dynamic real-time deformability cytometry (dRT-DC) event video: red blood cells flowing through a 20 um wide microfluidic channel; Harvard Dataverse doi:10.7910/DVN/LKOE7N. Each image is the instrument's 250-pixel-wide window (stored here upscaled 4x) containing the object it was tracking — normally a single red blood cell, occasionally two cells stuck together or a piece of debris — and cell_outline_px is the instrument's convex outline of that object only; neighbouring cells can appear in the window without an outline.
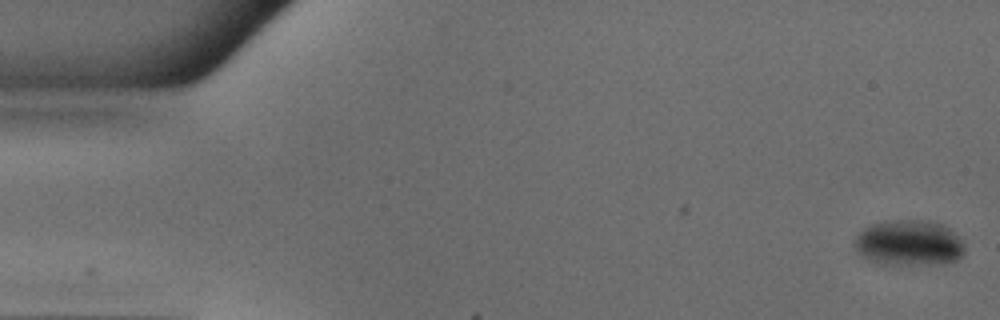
{"species": "common noctule bat (a hibernating species)", "species_latin": "Nyctalus noctula", "temperature_condition": "warm", "stored_images_in_passage": 50, "camera_frame_rate_fps": 3000, "um_per_image_px": 0.085, "animal": {"sex": "male", "body_mass_g": 18.8}, "frame": {"image": 1, "passage_image": 1, "time_ms": 0.0, "image_size_px": [1000, 320], "cell_outline_px": [[964, 252], [956, 260], [944, 264], [880, 264], [856, 252], [852, 244], [852, 240], [864, 228], [872, 224], [900, 220], [916, 220], [940, 224], [948, 228], [964, 244]], "centroid_in_image_um": [77.22, 20.67], "position_along_channel_um": 7.8, "area_um2": 28.96}}
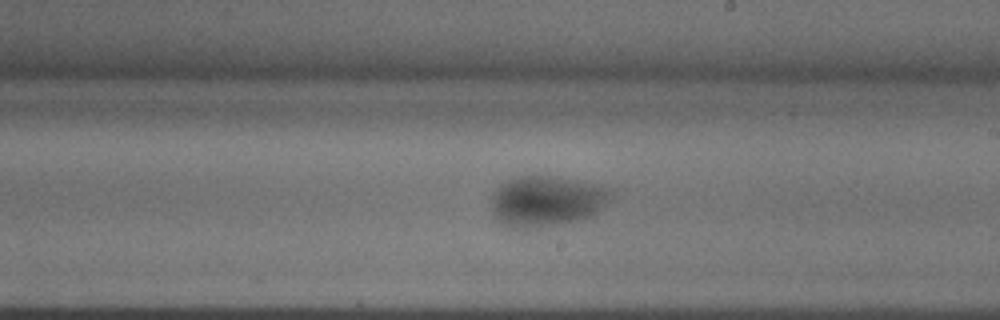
{"frame": {"image": 2, "passage_image": 29, "time_ms": 9.333, "image_size_px": [1000, 320], "cell_outline_px": [[608, 200], [596, 212], [588, 216], [556, 224], [516, 228], [504, 224], [496, 216], [492, 208], [492, 192], [500, 184], [508, 180], [520, 176], [544, 176], [568, 180], [608, 188]], "centroid_in_image_um": [46.35, 17.08], "position_along_channel_um": 242.7, "area_um2": 33.47}}
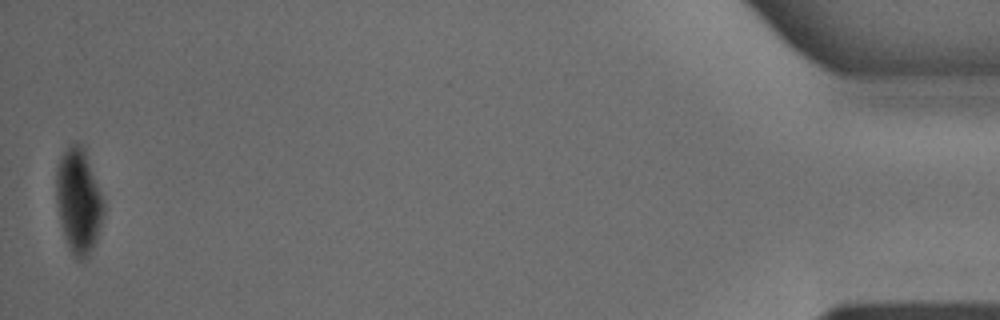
{"frame": {"image": 3, "passage_image": 50, "time_ms": 16.333, "image_size_px": [1000, 320], "cell_outline_px": [[104, 212], [96, 240], [88, 256], [84, 260], [76, 260], [72, 256], [68, 248], [60, 224], [56, 204], [56, 168], [60, 156], [72, 144], [80, 144], [84, 148], [104, 204]], "centroid_in_image_um": [6.64, 17.14], "position_along_channel_um": 428.6, "area_um2": 28.78}}